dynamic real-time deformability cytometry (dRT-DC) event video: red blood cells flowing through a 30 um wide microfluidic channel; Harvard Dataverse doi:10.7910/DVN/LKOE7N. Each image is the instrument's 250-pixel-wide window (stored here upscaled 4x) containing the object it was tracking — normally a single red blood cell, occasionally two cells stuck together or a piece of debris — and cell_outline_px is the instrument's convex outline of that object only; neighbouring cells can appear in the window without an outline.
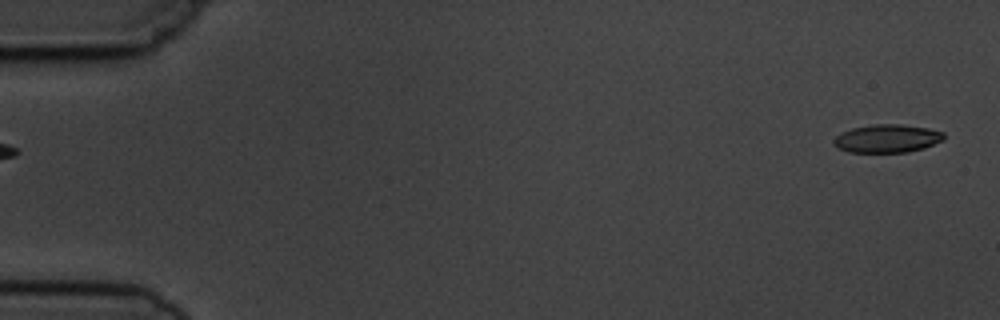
{"species": "common noctule bat (a hibernating species)", "species_latin": "Nyctalus noctula", "temperature_condition": "cold", "stored_images_in_passage": 5, "segment_of_instrument_passage": [2, 2], "camera_frame_rate_fps": 3000, "um_per_image_px": 0.085, "animal": {"sex": "male", "body_mass_g": 19.5, "forearm_length_mm": 54.6}, "frame": {"image": 1, "passage_image": 5, "time_ms": 5.333, "image_size_px": [1000, 320], "cell_outline_px": [[944, 140], [924, 148], [908, 152], [848, 152], [832, 144], [832, 140], [836, 136], [852, 128], [872, 124], [900, 124], [928, 128], [944, 132]], "centroid_in_image_um": [75.42, 11.77], "position_along_channel_um": 9.6, "area_um2": 18.09}}